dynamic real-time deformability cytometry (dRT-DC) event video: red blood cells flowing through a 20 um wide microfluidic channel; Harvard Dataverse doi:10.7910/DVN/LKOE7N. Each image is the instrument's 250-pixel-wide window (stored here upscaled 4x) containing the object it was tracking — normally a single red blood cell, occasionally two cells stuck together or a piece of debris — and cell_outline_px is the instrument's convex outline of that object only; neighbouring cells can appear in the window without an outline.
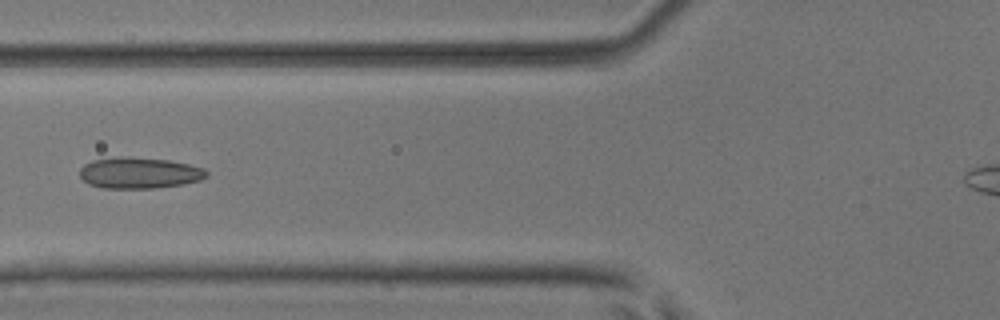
{"species": "common noctule bat (a hibernating species)", "species_latin": "Nyctalus noctula", "temperature_condition": "room temperature", "stored_images_in_passage": 6, "camera_frame_rate_fps": 3000, "um_per_image_px": 0.085, "animal": {"sex": "male", "body_mass_g": 17.9, "forearm_length_mm": 54.2}, "frame": {"image": 1, "passage_image": 5, "time_ms": 1.333, "image_size_px": [1000, 320], "cell_outline_px": [[208, 176], [200, 180], [184, 184], [156, 188], [100, 188], [88, 184], [80, 176], [80, 168], [84, 164], [92, 160], [120, 156], [128, 156], [168, 160], [188, 164], [204, 168], [208, 172]], "centroid_in_image_um": [11.83, 14.69], "position_along_channel_um": 114.0, "area_um2": 23.24}}
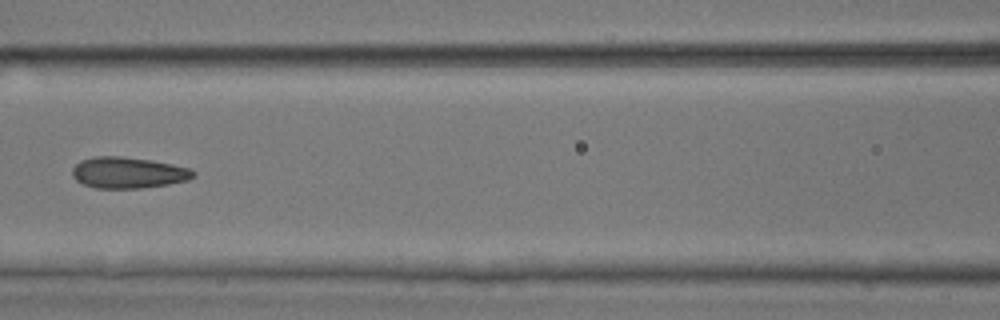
{"frame": {"image": 2, "passage_image": 6, "time_ms": 1.667, "image_size_px": [1000, 320], "cell_outline_px": [[196, 176], [188, 180], [168, 184], [140, 188], [96, 188], [84, 184], [76, 180], [72, 176], [72, 168], [80, 160], [92, 156], [120, 156], [152, 160], [172, 164], [188, 168], [196, 172]], "centroid_in_image_um": [10.88, 14.67], "position_along_channel_um": 155.7, "area_um2": 22.08}}